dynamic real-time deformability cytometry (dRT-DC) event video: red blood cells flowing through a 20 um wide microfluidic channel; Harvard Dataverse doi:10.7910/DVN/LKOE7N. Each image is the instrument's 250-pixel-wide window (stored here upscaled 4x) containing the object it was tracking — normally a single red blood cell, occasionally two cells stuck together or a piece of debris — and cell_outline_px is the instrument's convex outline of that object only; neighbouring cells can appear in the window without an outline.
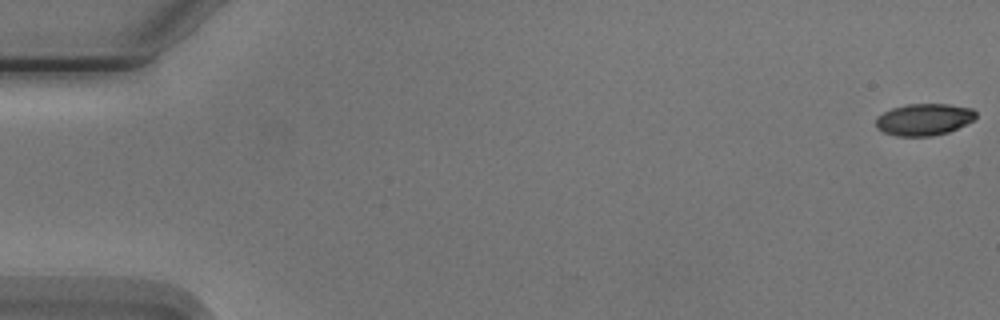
{"species": "Egyptian fruit bat (a non-hibernating species)", "species_latin": "Rousettus aegyptiacus", "temperature_condition": "cold", "stored_images_in_passage": 5, "camera_frame_rate_fps": 3000, "um_per_image_px": 0.085, "animal": {"sex": "male"}, "frame": {"image": 1, "passage_image": 1, "time_ms": 0.0, "image_size_px": [1000, 320], "cell_outline_px": [[976, 116], [972, 120], [948, 132], [932, 136], [896, 136], [884, 132], [876, 128], [876, 116], [892, 108], [904, 104], [948, 104], [972, 108], [976, 112]], "centroid_in_image_um": [78.5, 10.15], "position_along_channel_um": 6.5, "area_um2": 18.5}}
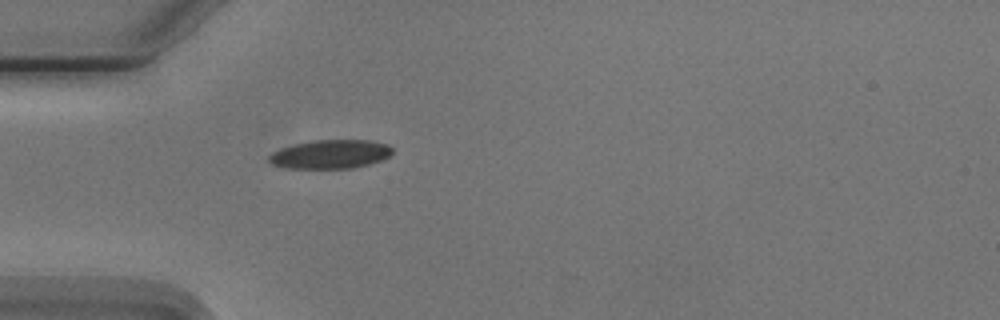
{"frame": {"image": 2, "passage_image": 5, "time_ms": 5.333, "image_size_px": [1000, 320], "cell_outline_px": [[392, 152], [388, 156], [380, 160], [368, 164], [352, 168], [284, 168], [272, 164], [268, 160], [268, 156], [272, 152], [280, 148], [296, 144], [316, 140], [368, 140], [388, 144], [392, 148]], "centroid_in_image_um": [28.06, 13.11], "position_along_channel_um": 56.9, "area_um2": 20.58}}